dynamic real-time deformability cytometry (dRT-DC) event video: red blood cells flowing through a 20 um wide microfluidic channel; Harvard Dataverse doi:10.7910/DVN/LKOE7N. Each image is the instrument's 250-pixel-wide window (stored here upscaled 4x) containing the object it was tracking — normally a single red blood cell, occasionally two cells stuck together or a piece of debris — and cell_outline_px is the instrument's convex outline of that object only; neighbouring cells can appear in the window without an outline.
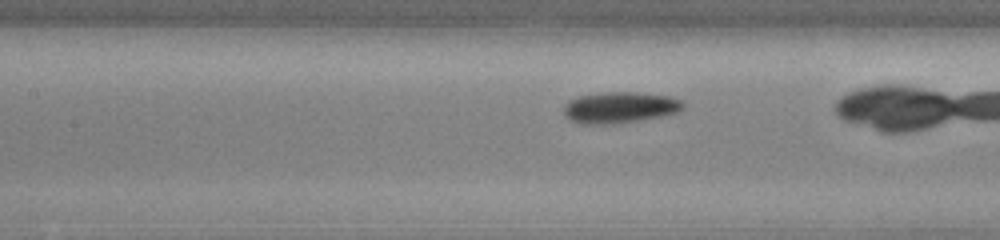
{"species": "common noctule bat (a hibernating species)", "species_latin": "Nyctalus noctula", "temperature_condition": "cold", "stored_images_in_passage": 25, "camera_frame_rate_fps": 3000, "um_per_image_px": 0.085, "animal": {"sex": "male", "body_mass_g": 13.0, "forearm_length_mm": 53.1}, "frame": {"image": 1, "passage_image": 8, "time_ms": 2.333, "image_size_px": [1000, 240], "cell_outline_px": [[684, 108], [676, 112], [660, 116], [612, 124], [584, 124], [568, 120], [564, 116], [564, 104], [568, 100], [580, 96], [604, 92], [636, 92], [668, 96], [680, 100], [684, 104]], "centroid_in_image_um": [52.62, 9.13], "position_along_channel_um": 154.8, "area_um2": 21.56}}